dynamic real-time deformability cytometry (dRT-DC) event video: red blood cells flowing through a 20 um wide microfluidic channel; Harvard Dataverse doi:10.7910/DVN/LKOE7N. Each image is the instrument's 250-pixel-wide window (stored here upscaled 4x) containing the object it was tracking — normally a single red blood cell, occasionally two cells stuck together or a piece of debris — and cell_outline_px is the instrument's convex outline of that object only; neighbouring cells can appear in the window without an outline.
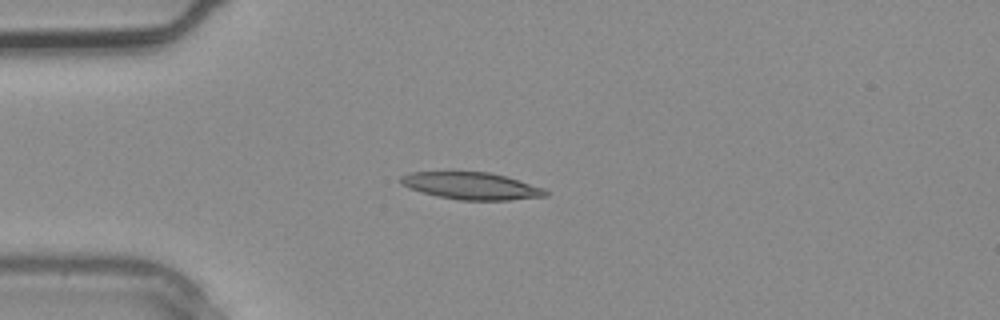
{"species": "common noctule bat (a hibernating species)", "species_latin": "Nyctalus noctula", "temperature_condition": "warm", "stored_images_in_passage": 3, "camera_frame_rate_fps": 3000, "um_per_image_px": 0.085, "animal": {"sex": "male", "body_mass_g": 20.4}, "frame": {"image": 1, "passage_image": 3, "time_ms": 0.667, "image_size_px": [1000, 320], "cell_outline_px": [[548, 196], [508, 200], [460, 200], [436, 196], [408, 188], [400, 184], [400, 176], [408, 172], [488, 172], [504, 176], [544, 188], [548, 192]], "centroid_in_image_um": [40.03, 15.8], "position_along_channel_um": 45.0, "area_um2": 22.83}}